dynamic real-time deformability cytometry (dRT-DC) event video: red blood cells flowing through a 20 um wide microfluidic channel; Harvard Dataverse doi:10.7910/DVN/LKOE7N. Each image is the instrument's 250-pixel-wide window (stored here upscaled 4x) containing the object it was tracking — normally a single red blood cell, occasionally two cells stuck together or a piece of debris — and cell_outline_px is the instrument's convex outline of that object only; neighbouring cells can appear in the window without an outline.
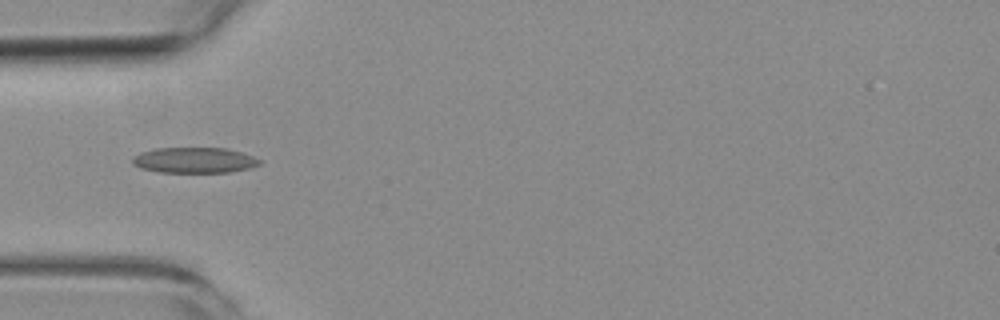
{"species": "common noctule bat (a hibernating species)", "species_latin": "Nyctalus noctula", "temperature_condition": "room temperature", "stored_images_in_passage": 7, "camera_frame_rate_fps": 3000, "um_per_image_px": 0.085, "animal": {"sex": "female", "body_mass_g": 19.3, "forearm_length_mm": 54.1}, "frame": {"image": 1, "passage_image": 2, "time_ms": 1.333, "image_size_px": [1000, 320], "cell_outline_px": [[260, 164], [252, 168], [232, 172], [160, 172], [140, 168], [132, 164], [132, 156], [140, 152], [156, 148], [224, 148], [240, 152], [252, 156], [260, 160]], "centroid_in_image_um": [16.49, 13.62], "position_along_channel_um": 68.5, "area_um2": 19.02}}
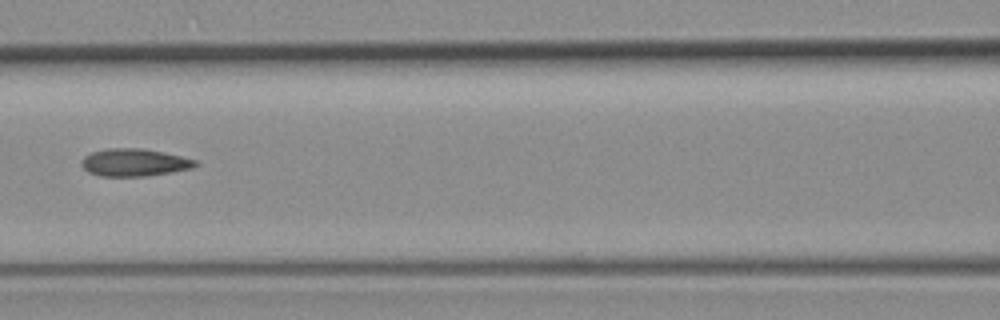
{"frame": {"image": 2, "passage_image": 4, "time_ms": 3.667, "image_size_px": [1000, 320], "cell_outline_px": [[200, 164], [192, 168], [172, 172], [148, 176], [100, 176], [88, 172], [80, 164], [80, 160], [84, 156], [92, 152], [108, 148], [140, 148], [180, 156], [196, 160]], "centroid_in_image_um": [11.39, 13.82], "position_along_channel_um": 155.2, "area_um2": 18.26}}
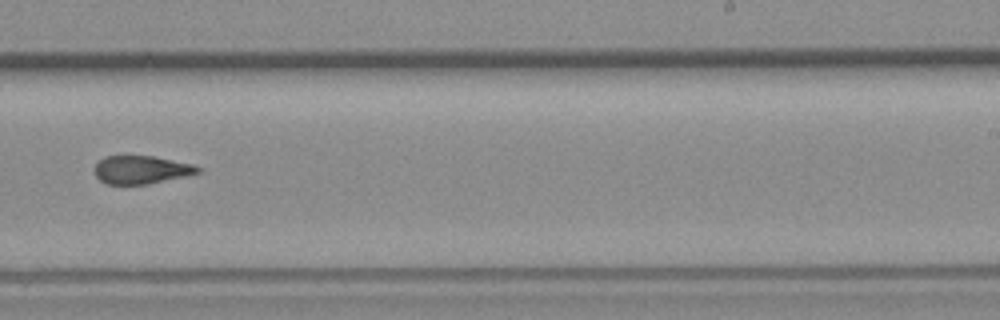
{"frame": {"image": 3, "passage_image": 7, "time_ms": 7.0, "image_size_px": [1000, 320], "cell_outline_px": [[200, 172], [188, 176], [148, 184], [104, 184], [96, 176], [96, 164], [104, 156], [152, 156], [192, 164], [200, 168]], "centroid_in_image_um": [12.02, 14.44], "position_along_channel_um": 277.0, "area_um2": 16.82}}